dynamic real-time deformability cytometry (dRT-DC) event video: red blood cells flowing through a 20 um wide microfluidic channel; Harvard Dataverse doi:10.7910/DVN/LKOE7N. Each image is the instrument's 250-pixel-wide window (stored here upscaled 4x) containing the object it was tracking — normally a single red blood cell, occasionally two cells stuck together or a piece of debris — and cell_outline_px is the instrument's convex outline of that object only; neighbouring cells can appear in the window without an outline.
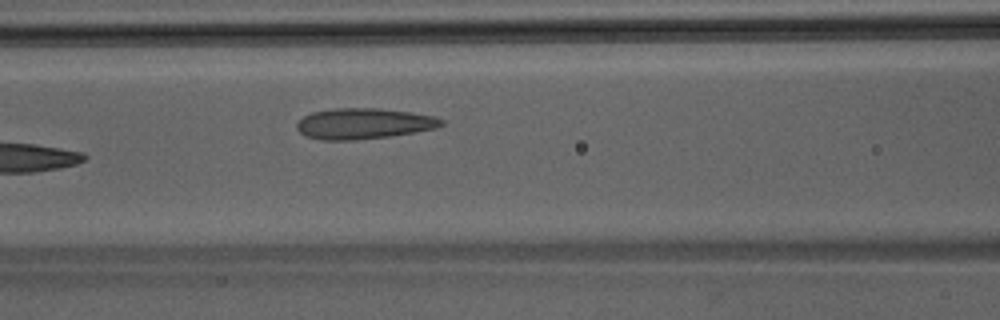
{"species": "Egyptian fruit bat (a non-hibernating species)", "species_latin": "Rousettus aegyptiacus", "temperature_condition": "room temperature", "stored_images_in_passage": 7, "camera_frame_rate_fps": 3000, "um_per_image_px": 0.085, "animal": {"sex": "male"}, "frame": {"image": 1, "passage_image": 7, "time_ms": 2.0, "image_size_px": [1000, 320], "cell_outline_px": [[444, 124], [436, 128], [388, 136], [356, 140], [320, 140], [304, 136], [296, 128], [296, 124], [304, 116], [312, 112], [336, 108], [380, 108], [436, 116], [444, 120]], "centroid_in_image_um": [30.89, 10.5], "position_along_channel_um": 135.7, "area_um2": 25.89}}